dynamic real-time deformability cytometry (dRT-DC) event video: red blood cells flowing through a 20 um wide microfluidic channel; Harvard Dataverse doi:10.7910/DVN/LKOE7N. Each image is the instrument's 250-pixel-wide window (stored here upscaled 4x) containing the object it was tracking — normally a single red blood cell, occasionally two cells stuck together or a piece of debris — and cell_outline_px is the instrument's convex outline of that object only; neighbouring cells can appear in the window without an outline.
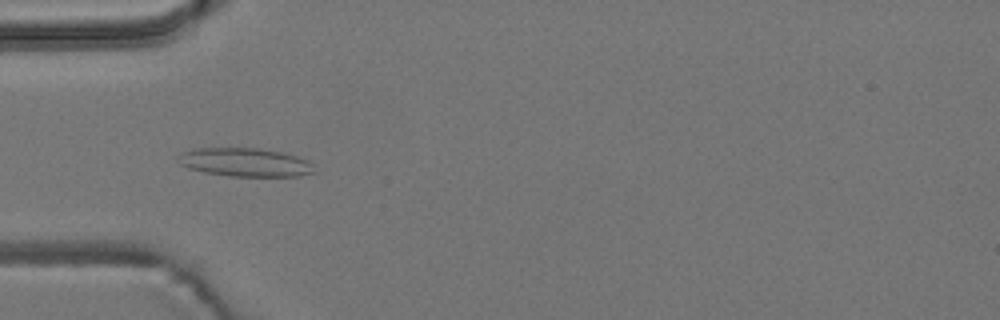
{"species": "common noctule bat (a hibernating species)", "species_latin": "Nyctalus noctula", "temperature_condition": "room temperature", "stored_images_in_passage": 12, "camera_frame_rate_fps": 3000, "um_per_image_px": 0.085, "animal": {"sex": "male", "body_mass_g": 19.2, "forearm_length_mm": 51.8}, "frame": {"image": 1, "passage_image": 4, "time_ms": 1.0, "image_size_px": [1000, 320], "cell_outline_px": [[316, 172], [300, 176], [232, 176], [204, 172], [188, 168], [180, 164], [176, 160], [176, 156], [180, 152], [192, 148], [256, 148], [288, 152], [312, 160]], "centroid_in_image_um": [20.88, 13.78], "position_along_channel_um": 64.1, "area_um2": 23.29}}
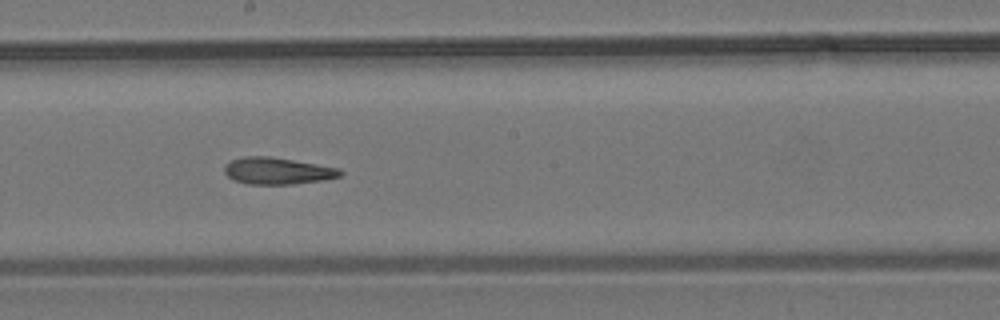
{"frame": {"image": 2, "passage_image": 8, "time_ms": 2.333, "image_size_px": [1000, 320], "cell_outline_px": [[344, 172], [340, 176], [324, 180], [292, 184], [248, 184], [236, 180], [228, 176], [224, 172], [224, 164], [232, 160], [244, 156], [268, 156], [340, 168]], "centroid_in_image_um": [23.59, 14.52], "position_along_channel_um": 224.6, "area_um2": 17.98}}
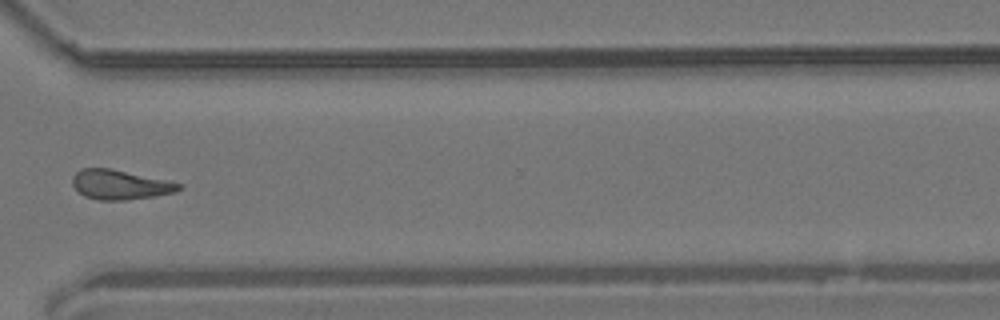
{"frame": {"image": 3, "passage_image": 11, "time_ms": 3.333, "image_size_px": [1000, 320], "cell_outline_px": [[184, 188], [176, 192], [152, 196], [124, 200], [100, 200], [84, 196], [72, 184], [72, 176], [80, 168], [112, 168], [168, 180], [184, 184]], "centroid_in_image_um": [10.24, 15.68], "position_along_channel_um": 360.4, "area_um2": 18.5}}